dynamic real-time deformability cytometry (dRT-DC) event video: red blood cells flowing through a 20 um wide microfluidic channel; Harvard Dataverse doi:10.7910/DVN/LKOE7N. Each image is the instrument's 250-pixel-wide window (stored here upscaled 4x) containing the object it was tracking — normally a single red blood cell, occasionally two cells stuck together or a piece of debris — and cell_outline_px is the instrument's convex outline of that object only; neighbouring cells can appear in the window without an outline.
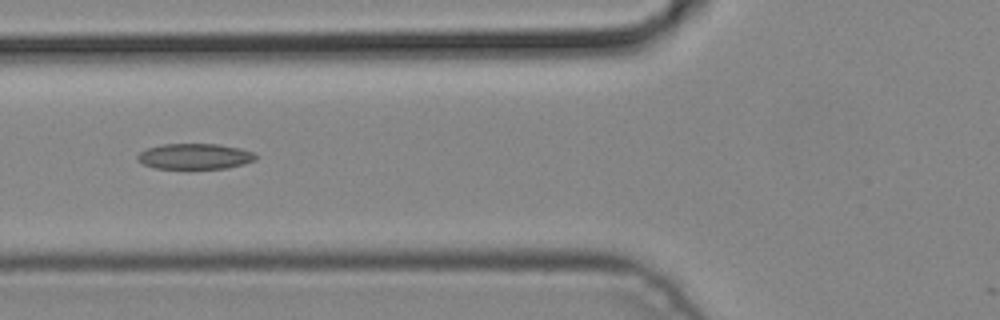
{"species": "common noctule bat (a hibernating species)", "species_latin": "Nyctalus noctula", "temperature_condition": "cold", "stored_images_in_passage": 5, "camera_frame_rate_fps": 3000, "um_per_image_px": 0.085, "animal": {"sex": "male", "body_mass_g": 19.2, "forearm_length_mm": 51.8}, "frame": {"image": 1, "passage_image": 5, "time_ms": 1.333, "image_size_px": [1000, 320], "cell_outline_px": [[256, 160], [244, 164], [228, 168], [152, 168], [136, 160], [136, 156], [140, 152], [148, 148], [164, 144], [220, 144], [240, 148], [252, 152], [256, 156]], "centroid_in_image_um": [16.55, 13.29], "position_along_channel_um": 109.2, "area_um2": 17.63}}